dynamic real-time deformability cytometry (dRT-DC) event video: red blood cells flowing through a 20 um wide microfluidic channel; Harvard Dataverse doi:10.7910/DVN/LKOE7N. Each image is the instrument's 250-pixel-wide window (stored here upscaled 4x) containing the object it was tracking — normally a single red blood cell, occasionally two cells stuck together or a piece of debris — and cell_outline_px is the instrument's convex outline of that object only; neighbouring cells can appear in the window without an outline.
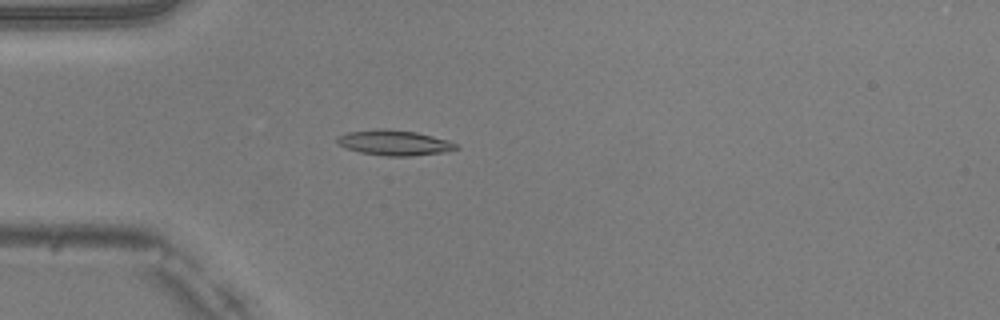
{"species": "common noctule bat (a hibernating species)", "species_latin": "Nyctalus noctula", "temperature_condition": "warm", "stored_images_in_passage": 51, "camera_frame_rate_fps": 3000, "um_per_image_px": 0.085, "animal": {"sex": "male", "body_mass_g": 20.5, "forearm_length_mm": 52.5}, "frame": {"image": 1, "passage_image": 15, "time_ms": 4.667, "image_size_px": [1000, 320], "cell_outline_px": [[460, 148], [444, 152], [412, 156], [384, 156], [360, 152], [348, 148], [340, 144], [336, 140], [336, 136], [348, 132], [376, 128], [388, 128], [416, 132], [448, 140], [456, 144]], "centroid_in_image_um": [33.51, 12.12], "position_along_channel_um": 51.5, "area_um2": 17.57}}
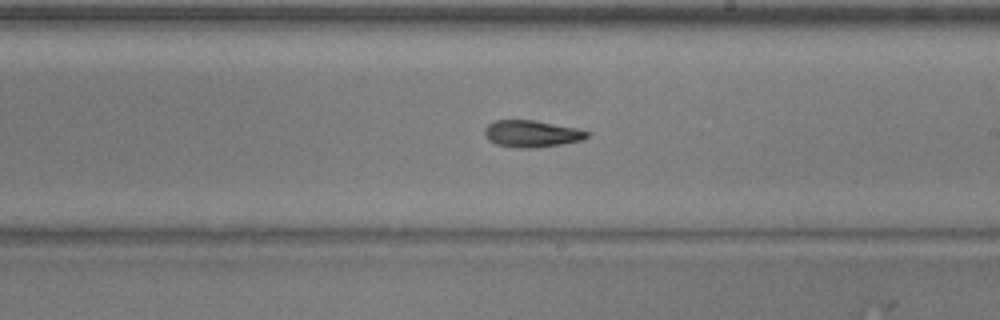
{"frame": {"image": 2, "passage_image": 30, "time_ms": 9.667, "image_size_px": [1000, 320], "cell_outline_px": [[592, 132], [584, 140], [564, 144], [536, 148], [516, 148], [496, 144], [488, 140], [484, 136], [484, 128], [488, 124], [496, 120], [532, 120], [576, 128]], "centroid_in_image_um": [45.2, 11.38], "position_along_channel_um": 243.8, "area_um2": 16.24}}
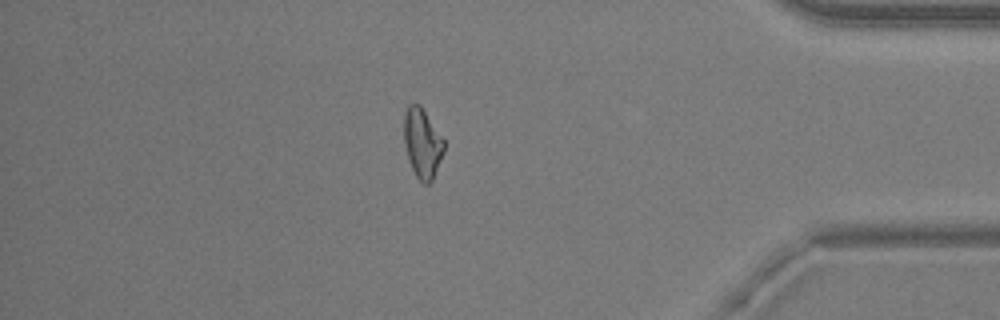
{"frame": {"image": 3, "passage_image": 44, "time_ms": 14.333, "image_size_px": [1000, 320], "cell_outline_px": [[444, 152], [432, 180], [428, 184], [424, 184], [416, 176], [412, 168], [408, 156], [404, 140], [404, 112], [408, 104], [420, 104], [444, 140]], "centroid_in_image_um": [35.9, 12.15], "position_along_channel_um": 399.3, "area_um2": 16.01}, "authors_computed_cell_mechanics": {"area_um2": 16.3574, "velocity_mm_per_s": 4.0421, "shape_relaxation_time_tau1_ms": null, "shape_relaxation_time_tau2_ms": 8.72, "deformation_change_tau1": null, "deformation_change_tau2": 0.1721}}